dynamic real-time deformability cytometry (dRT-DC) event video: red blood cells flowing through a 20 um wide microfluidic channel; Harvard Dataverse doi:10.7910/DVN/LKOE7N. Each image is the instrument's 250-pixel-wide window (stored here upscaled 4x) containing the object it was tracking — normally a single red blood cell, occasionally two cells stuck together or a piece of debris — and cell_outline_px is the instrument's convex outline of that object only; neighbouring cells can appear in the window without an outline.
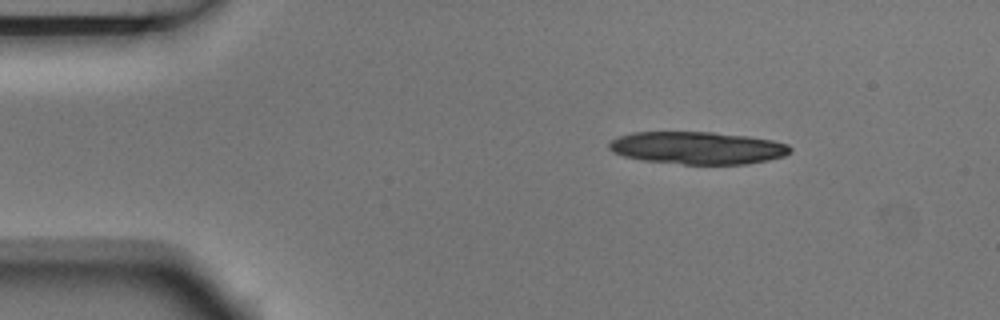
{"species": "Egyptian fruit bat (a non-hibernating species)", "species_latin": "Rousettus aegyptiacus", "temperature_condition": "room temperature", "stored_images_in_passage": 4, "camera_frame_rate_fps": 3000, "um_per_image_px": 0.085, "animal": {"sex": "male"}, "frame": {"image": 1, "passage_image": 2, "time_ms": 0.333, "image_size_px": [1000, 320], "cell_outline_px": [[792, 152], [784, 156], [768, 160], [748, 164], [684, 164], [640, 160], [624, 156], [612, 152], [608, 148], [608, 144], [612, 140], [620, 136], [632, 132], [712, 132], [748, 136], [772, 140], [788, 144], [792, 148]], "centroid_in_image_um": [59.3, 12.57], "position_along_channel_um": 25.7, "area_um2": 34.45}}